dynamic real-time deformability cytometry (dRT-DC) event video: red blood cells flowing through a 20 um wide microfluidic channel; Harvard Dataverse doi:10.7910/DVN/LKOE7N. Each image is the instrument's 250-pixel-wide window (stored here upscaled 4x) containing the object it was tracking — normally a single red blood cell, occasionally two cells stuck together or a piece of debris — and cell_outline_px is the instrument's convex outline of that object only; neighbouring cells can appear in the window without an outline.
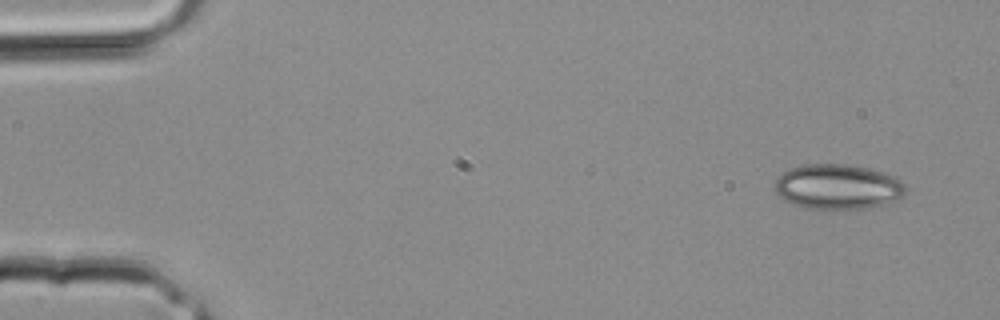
{"species": "common noctule bat (a hibernating species)", "species_latin": "Nyctalus noctula", "temperature_condition": "room temperature", "stored_images_in_passage": 3, "camera_frame_rate_fps": 3000, "um_per_image_px": 0.085, "animal": {"sex": "male", "body_mass_g": 20.4}, "frame": {"image": 1, "passage_image": 1, "time_ms": 0.0, "image_size_px": [1000, 320], "cell_outline_px": [[908, 188], [904, 196], [896, 200], [884, 204], [864, 208], [804, 208], [784, 200], [776, 192], [776, 176], [788, 168], [804, 164], [848, 164], [868, 168], [892, 176], [900, 180]], "centroid_in_image_um": [71.2, 15.86], "position_along_channel_um": 13.8, "area_um2": 34.28}}